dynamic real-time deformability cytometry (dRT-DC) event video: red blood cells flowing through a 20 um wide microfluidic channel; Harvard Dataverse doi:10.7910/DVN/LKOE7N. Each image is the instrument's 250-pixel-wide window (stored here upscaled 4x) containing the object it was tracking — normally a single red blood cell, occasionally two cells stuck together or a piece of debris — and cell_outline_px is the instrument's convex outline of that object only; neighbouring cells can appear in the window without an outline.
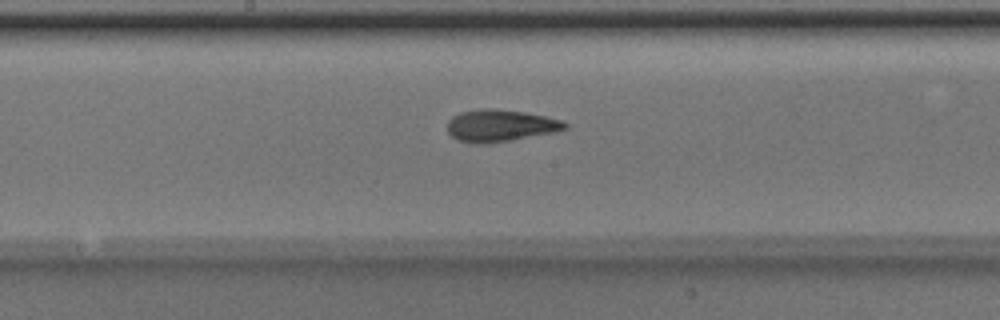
{"species": "Egyptian fruit bat (a non-hibernating species)", "species_latin": "Rousettus aegyptiacus", "temperature_condition": "room temperature", "stored_images_in_passage": 8, "camera_frame_rate_fps": 3000, "um_per_image_px": 0.085, "animal": {"sex": "male"}, "frame": {"image": 1, "passage_image": 8, "time_ms": 2.333, "image_size_px": [1000, 320], "cell_outline_px": [[568, 128], [556, 132], [512, 140], [488, 144], [484, 144], [456, 140], [448, 132], [448, 120], [452, 116], [460, 112], [480, 108], [492, 108], [524, 112], [564, 120], [568, 124]], "centroid_in_image_um": [42.54, 10.67], "position_along_channel_um": 205.7, "area_um2": 22.14}}